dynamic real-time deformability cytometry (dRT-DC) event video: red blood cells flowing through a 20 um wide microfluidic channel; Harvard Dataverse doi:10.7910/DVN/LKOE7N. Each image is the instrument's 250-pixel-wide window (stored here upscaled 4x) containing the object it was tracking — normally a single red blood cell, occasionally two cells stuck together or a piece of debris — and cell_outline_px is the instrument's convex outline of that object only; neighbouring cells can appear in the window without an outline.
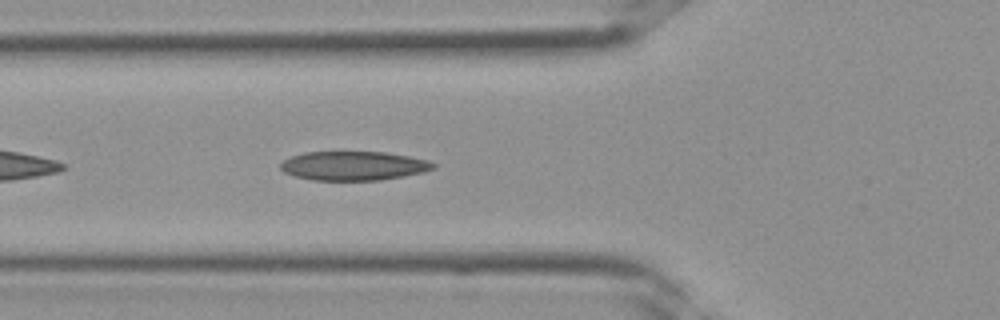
{"species": "Egyptian fruit bat (a non-hibernating species)", "species_latin": "Rousettus aegyptiacus", "temperature_condition": "room temperature", "stored_images_in_passage": 28, "camera_frame_rate_fps": 3000, "um_per_image_px": 0.085, "frame": {"image": 1, "passage_image": 5, "time_ms": 1.333, "image_size_px": [1000, 320], "cell_outline_px": [[436, 168], [424, 172], [404, 176], [380, 180], [312, 180], [296, 176], [284, 172], [280, 168], [280, 164], [284, 160], [292, 156], [304, 152], [384, 152], [408, 156], [428, 160], [436, 164]], "centroid_in_image_um": [30.07, 14.09], "position_along_channel_um": 95.7, "area_um2": 25.84}}
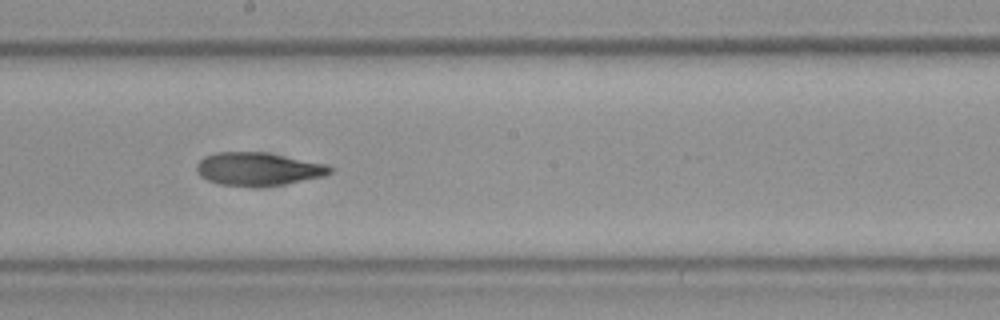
{"frame": {"image": 2, "passage_image": 12, "time_ms": 3.667, "image_size_px": [1000, 320], "cell_outline_px": [[336, 168], [332, 172], [324, 176], [284, 184], [220, 184], [208, 180], [200, 176], [196, 172], [196, 164], [204, 156], [216, 152], [264, 152], [328, 164]], "centroid_in_image_um": [21.97, 14.32], "position_along_channel_um": 226.2, "area_um2": 25.2}}
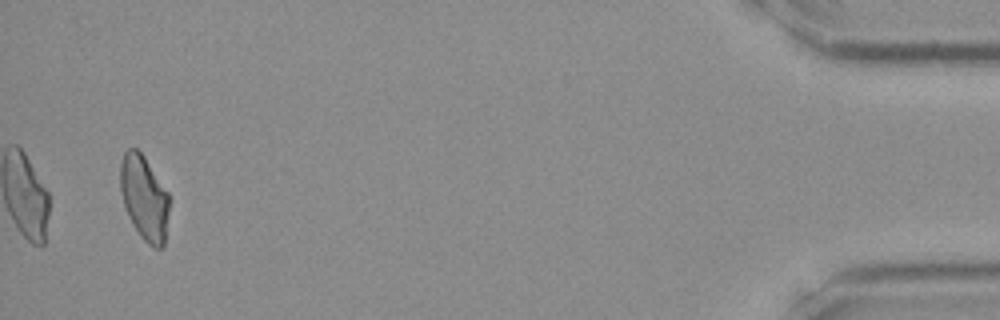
{"frame": {"image": 3, "passage_image": 27, "time_ms": 8.667, "image_size_px": [1000, 320], "cell_outline_px": [[168, 212], [164, 248], [152, 248], [140, 236], [132, 224], [128, 216], [120, 192], [120, 164], [124, 152], [128, 148], [136, 148], [144, 156], [168, 192]], "centroid_in_image_um": [12.25, 16.83], "position_along_channel_um": 423.0, "area_um2": 24.16}}